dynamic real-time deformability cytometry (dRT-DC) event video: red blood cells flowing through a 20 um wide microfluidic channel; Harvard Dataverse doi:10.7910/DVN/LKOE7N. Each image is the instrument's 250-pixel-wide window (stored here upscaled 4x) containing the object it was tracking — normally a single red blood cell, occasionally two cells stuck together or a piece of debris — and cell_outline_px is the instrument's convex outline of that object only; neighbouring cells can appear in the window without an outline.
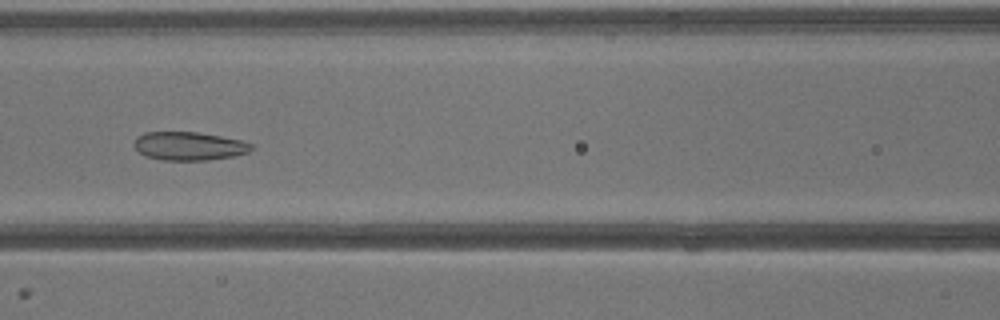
{"species": "common noctule bat (a hibernating species)", "species_latin": "Nyctalus noctula", "temperature_condition": "warm", "stored_images_in_passage": 34, "camera_frame_rate_fps": 3000, "um_per_image_px": 0.085, "animal": {"sex": "male", "body_mass_g": 13.3}, "frame": {"image": 1, "passage_image": 12, "time_ms": 3.667, "image_size_px": [1000, 320], "cell_outline_px": [[252, 148], [248, 152], [232, 156], [208, 160], [164, 160], [144, 156], [132, 144], [136, 136], [144, 132], [196, 132], [244, 140], [252, 144]], "centroid_in_image_um": [16.04, 12.41], "position_along_channel_um": 150.6, "area_um2": 19.48}}
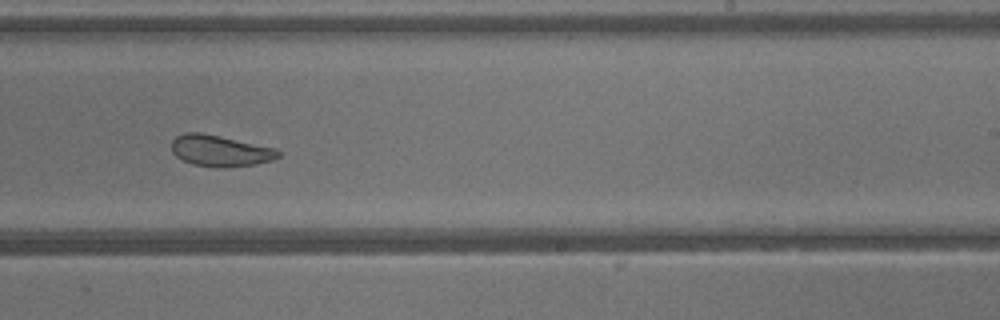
{"frame": {"image": 2, "passage_image": 19, "time_ms": 6.0, "image_size_px": [1000, 320], "cell_outline_px": [[280, 156], [272, 160], [256, 164], [228, 168], [192, 164], [176, 156], [172, 152], [172, 140], [176, 136], [184, 132], [200, 132], [220, 136], [276, 148], [280, 152]], "centroid_in_image_um": [18.72, 12.81], "position_along_channel_um": 270.3, "area_um2": 19.42}}
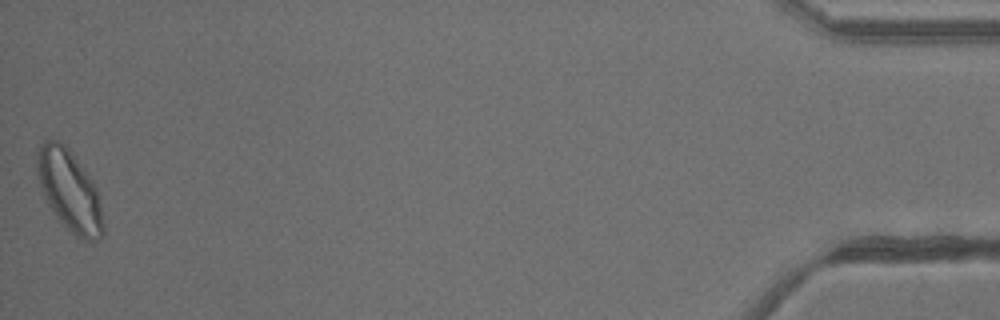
{"frame": {"image": 3, "passage_image": 34, "time_ms": 11.0, "image_size_px": [1000, 320], "cell_outline_px": [[104, 232], [100, 240], [80, 240], [56, 216], [48, 204], [44, 196], [36, 172], [36, 148], [44, 140], [56, 140], [64, 144], [68, 148], [92, 180], [96, 188], [104, 224]], "centroid_in_image_um": [5.88, 16.19], "position_along_channel_um": 429.3, "area_um2": 31.04}}